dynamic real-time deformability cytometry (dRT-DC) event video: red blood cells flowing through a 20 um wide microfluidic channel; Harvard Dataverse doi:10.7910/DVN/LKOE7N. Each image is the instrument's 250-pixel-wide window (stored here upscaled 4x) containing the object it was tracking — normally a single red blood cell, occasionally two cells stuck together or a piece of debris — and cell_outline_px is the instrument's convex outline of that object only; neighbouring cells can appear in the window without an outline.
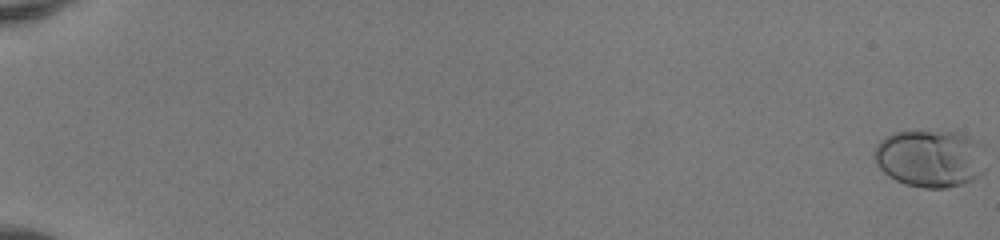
{"species": "human", "species_latin": "Homo sapiens", "temperature_condition": "room temperature", "stored_images_in_passage": 53, "camera_frame_rate_fps": 3000, "um_per_image_px": 0.085, "donor": {"sex": "female"}, "frame": {"image": 1, "passage_image": 1, "time_ms": 0.0, "image_size_px": [1000, 240], "cell_outline_px": [[984, 172], [980, 176], [972, 180], [960, 184], [944, 188], [924, 188], [904, 184], [888, 176], [876, 164], [872, 156], [872, 152], [876, 144], [880, 140], [892, 132], [956, 132], [968, 136], [976, 140], [984, 148]], "centroid_in_image_um": [79.04, 13.47], "position_along_channel_um": 6.0, "area_um2": 37.69}}
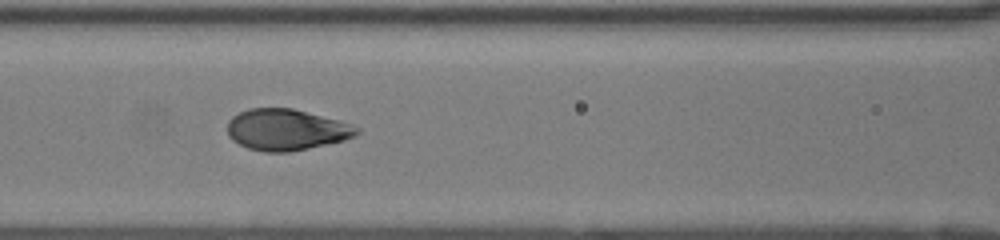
{"frame": {"image": 2, "passage_image": 27, "time_ms": 8.667, "image_size_px": [1000, 240], "cell_outline_px": [[360, 132], [356, 136], [344, 140], [308, 148], [288, 152], [264, 152], [248, 148], [232, 140], [228, 136], [228, 120], [232, 116], [248, 108], [292, 108], [340, 120], [352, 124], [360, 128]], "centroid_in_image_um": [24.35, 11.02], "position_along_channel_um": 142.3, "area_um2": 31.21}}
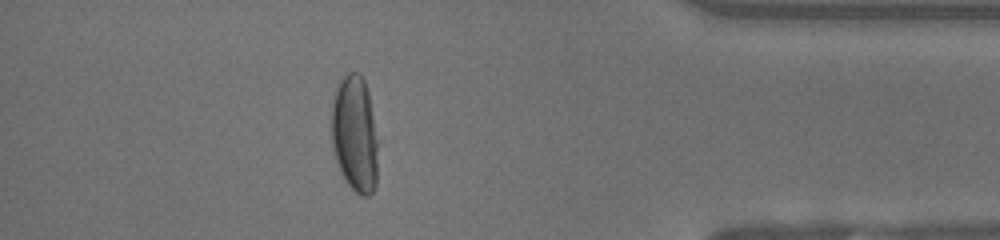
{"frame": {"image": 3, "passage_image": 48, "time_ms": 15.667, "image_size_px": [1000, 240], "cell_outline_px": [[380, 140], [376, 184], [372, 192], [368, 196], [360, 196], [344, 180], [340, 172], [332, 148], [332, 100], [336, 88], [344, 76], [348, 72], [360, 72], [364, 80], [368, 92]], "centroid_in_image_um": [30.2, 11.42], "position_along_channel_um": 405.0, "area_um2": 32.54}, "authors_computed_cell_mechanics": {"area_um2": 31.9056, "velocity_mm_per_s": 4.1416, "shape_relaxation_time_tau1_ms": 3.7029, "shape_relaxation_time_tau2_ms": null, "deformation_change_tau1": 0.2071, "deformation_change_tau2": null}}